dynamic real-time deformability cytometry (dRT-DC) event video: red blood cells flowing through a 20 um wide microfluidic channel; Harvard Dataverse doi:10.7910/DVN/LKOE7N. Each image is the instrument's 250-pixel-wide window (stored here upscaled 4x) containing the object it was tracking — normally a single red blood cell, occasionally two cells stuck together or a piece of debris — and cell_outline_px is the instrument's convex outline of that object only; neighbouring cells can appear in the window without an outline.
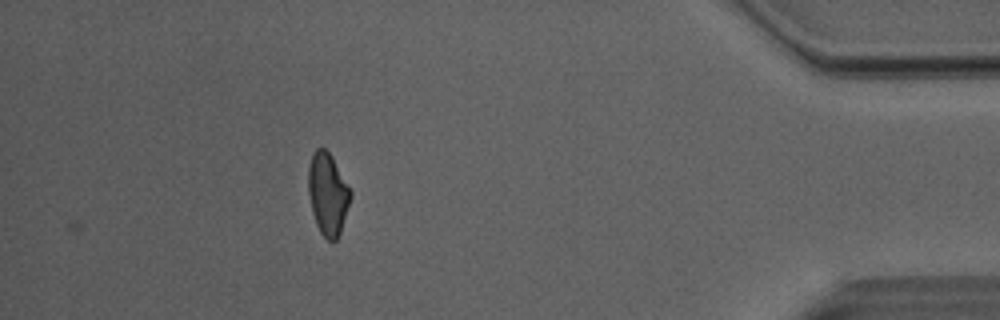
{"species": "Egyptian fruit bat (a non-hibernating species)", "species_latin": "Rousettus aegyptiacus", "temperature_condition": "room temperature", "stored_images_in_passage": 36, "camera_frame_rate_fps": 3000, "um_per_image_px": 0.085, "animal": {"sex": "male"}, "frame": {"image": 1, "passage_image": 36, "time_ms": 11.667, "image_size_px": [1000, 320], "cell_outline_px": [[352, 196], [340, 232], [336, 240], [332, 244], [320, 232], [316, 224], [312, 212], [308, 192], [308, 168], [312, 152], [316, 148], [324, 148], [332, 156], [352, 192]], "centroid_in_image_um": [27.85, 16.48], "position_along_channel_um": 407.3, "area_um2": 20.29}, "authors_computed_cell_mechanics": {"area_um2": 21.1259, "velocity_mm_per_s": 4.091, "shape_relaxation_time_tau1_ms": 11.1399, "shape_relaxation_time_tau2_ms": 2.1043, "deformation_change_tau1": 0.2702, "deformation_change_tau2": 0.0999}}